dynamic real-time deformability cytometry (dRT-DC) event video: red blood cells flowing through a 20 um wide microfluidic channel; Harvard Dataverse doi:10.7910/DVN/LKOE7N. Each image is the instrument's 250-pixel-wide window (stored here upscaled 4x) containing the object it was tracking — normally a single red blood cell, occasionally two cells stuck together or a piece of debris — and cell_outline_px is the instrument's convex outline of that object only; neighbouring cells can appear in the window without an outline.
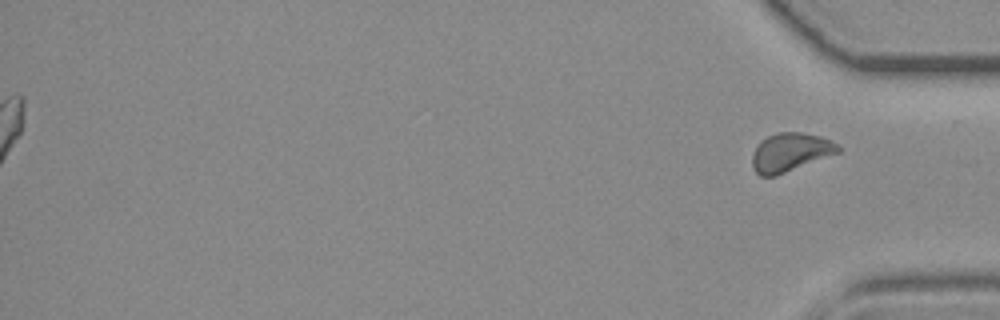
{"species": "common noctule bat (a hibernating species)", "species_latin": "Nyctalus noctula", "temperature_condition": "room temperature", "stored_images_in_passage": 36, "segment_of_instrument_passage": [2, 2], "camera_frame_rate_fps": 3000, "um_per_image_px": 0.085, "animal": {"sex": "female", "body_mass_g": 19.3, "forearm_length_mm": 54.1}, "frame": {"image": 1, "passage_image": 36, "time_ms": 11.667, "image_size_px": [1000, 320], "cell_outline_px": [[840, 152], [776, 176], [760, 176], [756, 172], [752, 164], [752, 152], [756, 144], [760, 140], [776, 132], [800, 132], [820, 136], [832, 140], [840, 148]], "centroid_in_image_um": [67.14, 12.93], "position_along_channel_um": 368.1, "area_um2": 19.42}}